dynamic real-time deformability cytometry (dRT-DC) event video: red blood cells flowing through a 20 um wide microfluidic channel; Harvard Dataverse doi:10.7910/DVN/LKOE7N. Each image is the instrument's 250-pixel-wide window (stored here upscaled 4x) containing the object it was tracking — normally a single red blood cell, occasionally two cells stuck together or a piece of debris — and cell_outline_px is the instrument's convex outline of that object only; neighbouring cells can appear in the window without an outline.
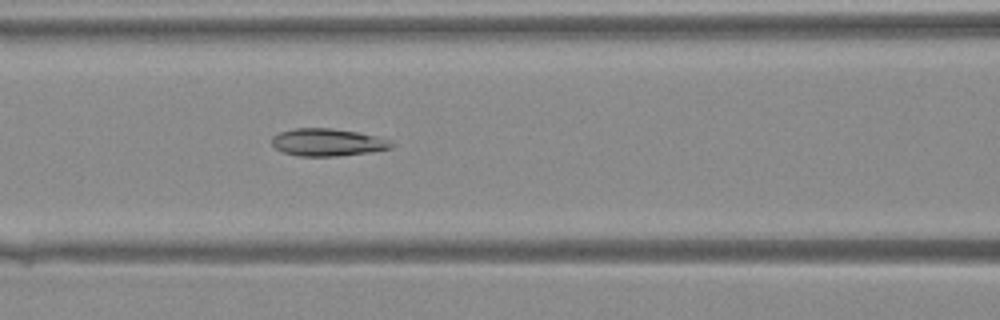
{"species": "Egyptian fruit bat (a non-hibernating species)", "species_latin": "Rousettus aegyptiacus", "temperature_condition": "warm", "stored_images_in_passage": 35, "camera_frame_rate_fps": 3000, "um_per_image_px": 0.085, "animal": {"sex": "female"}, "frame": {"image": 1, "passage_image": 15, "time_ms": 4.667, "image_size_px": [1000, 320], "cell_outline_px": [[396, 144], [392, 148], [368, 152], [336, 156], [296, 156], [284, 152], [276, 148], [272, 144], [272, 136], [280, 132], [296, 128], [332, 128], [360, 132], [376, 136], [388, 140]], "centroid_in_image_um": [27.85, 12.09], "position_along_channel_um": 138.8, "area_um2": 19.13}}
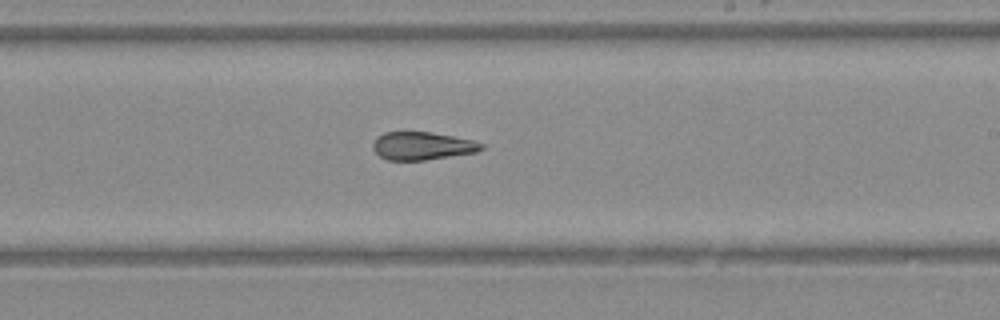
{"frame": {"image": 2, "passage_image": 22, "time_ms": 7.0, "image_size_px": [1000, 320], "cell_outline_px": [[484, 148], [476, 152], [424, 160], [388, 160], [380, 156], [372, 148], [372, 144], [376, 136], [384, 132], [428, 132], [452, 136], [472, 140], [484, 144]], "centroid_in_image_um": [35.86, 12.4], "position_along_channel_um": 253.1, "area_um2": 17.57}}
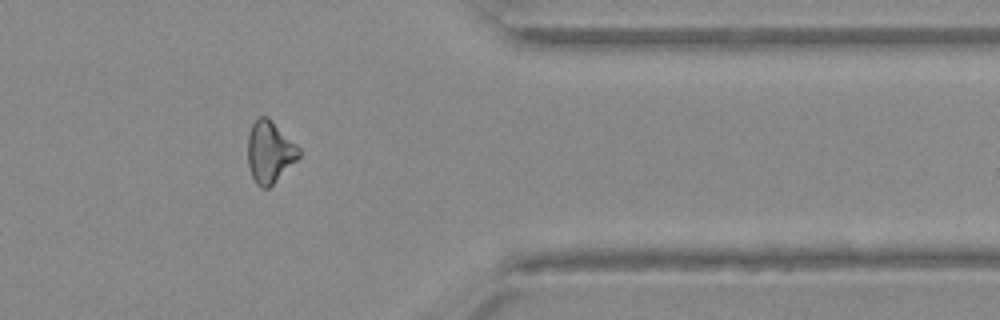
{"frame": {"image": 3, "passage_image": 31, "time_ms": 10.0, "image_size_px": [1000, 320], "cell_outline_px": [[300, 156], [268, 188], [260, 188], [256, 184], [252, 176], [248, 164], [248, 136], [252, 124], [260, 116], [268, 116], [300, 148]], "centroid_in_image_um": [22.91, 12.9], "position_along_channel_um": 388.5, "area_um2": 18.21}}